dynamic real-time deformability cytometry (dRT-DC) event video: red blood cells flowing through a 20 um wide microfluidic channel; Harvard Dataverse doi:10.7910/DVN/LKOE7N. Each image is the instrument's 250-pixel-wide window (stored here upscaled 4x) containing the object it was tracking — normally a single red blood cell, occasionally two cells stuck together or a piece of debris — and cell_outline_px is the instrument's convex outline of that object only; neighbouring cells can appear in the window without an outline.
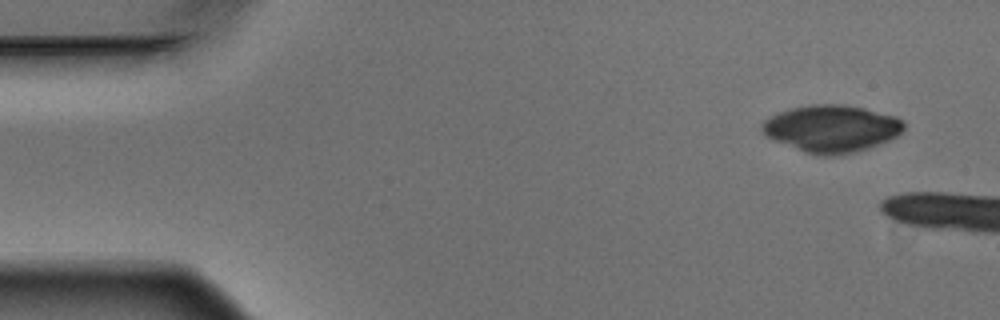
{"species": "Egyptian fruit bat (a non-hibernating species)", "species_latin": "Rousettus aegyptiacus", "temperature_condition": "warm", "stored_images_in_passage": 5, "segment_of_instrument_passage": [2, 2], "camera_frame_rate_fps": 3000, "um_per_image_px": 0.085, "animal": {"sex": "male"}, "frame": {"image": 1, "passage_image": 5, "time_ms": 1.333, "image_size_px": [1000, 320], "cell_outline_px": [[904, 128], [896, 136], [888, 140], [868, 148], [836, 156], [824, 156], [804, 152], [776, 140], [768, 136], [760, 128], [760, 124], [764, 120], [780, 112], [792, 108], [812, 104], [840, 104], [864, 108], [896, 116], [904, 120]], "centroid_in_image_um": [70.7, 10.92], "position_along_channel_um": 14.3, "area_um2": 38.55}}